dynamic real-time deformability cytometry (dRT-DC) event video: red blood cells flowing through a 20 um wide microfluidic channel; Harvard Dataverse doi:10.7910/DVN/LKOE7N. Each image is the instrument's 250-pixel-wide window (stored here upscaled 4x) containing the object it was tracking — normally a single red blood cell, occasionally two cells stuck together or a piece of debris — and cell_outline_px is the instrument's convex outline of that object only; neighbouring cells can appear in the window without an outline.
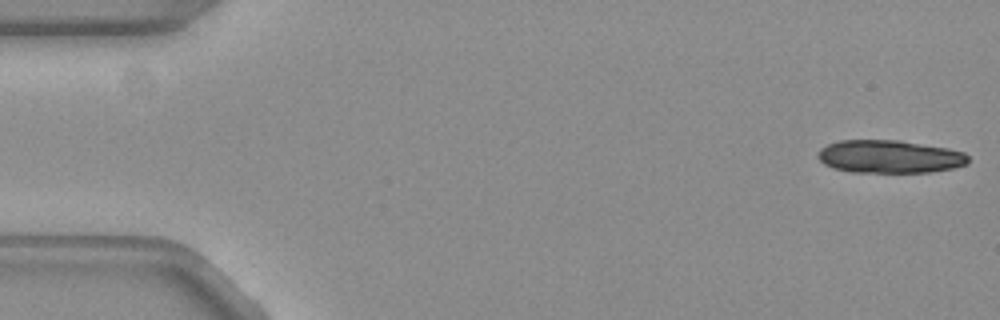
{"species": "common noctule bat (a hibernating species)", "species_latin": "Nyctalus noctula", "temperature_condition": "warm", "stored_images_in_passage": 50, "camera_frame_rate_fps": 3000, "um_per_image_px": 0.085, "animal": {"sex": "female", "body_mass_g": 19.3, "forearm_length_mm": 54.1}, "frame": {"image": 1, "passage_image": 1, "time_ms": 0.0, "image_size_px": [1000, 320], "cell_outline_px": [[968, 164], [952, 168], [928, 172], [852, 172], [832, 168], [824, 164], [820, 160], [820, 148], [828, 144], [840, 140], [900, 140], [948, 148], [964, 152], [968, 156]], "centroid_in_image_um": [75.63, 13.31], "position_along_channel_um": 9.4, "area_um2": 28.78}}
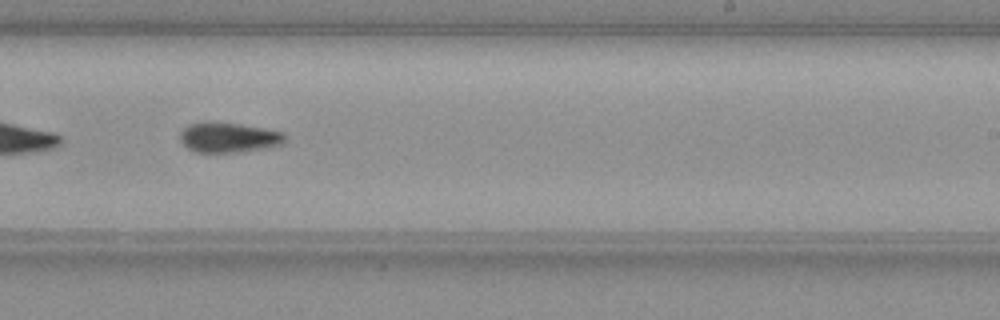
{"frame": {"image": 2, "passage_image": 33, "time_ms": 10.667, "image_size_px": [1000, 320], "cell_outline_px": [[284, 140], [280, 144], [264, 148], [240, 152], [192, 152], [180, 140], [180, 132], [188, 124], [240, 124], [264, 128], [284, 132]], "centroid_in_image_um": [19.43, 11.71], "position_along_channel_um": 269.6, "area_um2": 17.74}}